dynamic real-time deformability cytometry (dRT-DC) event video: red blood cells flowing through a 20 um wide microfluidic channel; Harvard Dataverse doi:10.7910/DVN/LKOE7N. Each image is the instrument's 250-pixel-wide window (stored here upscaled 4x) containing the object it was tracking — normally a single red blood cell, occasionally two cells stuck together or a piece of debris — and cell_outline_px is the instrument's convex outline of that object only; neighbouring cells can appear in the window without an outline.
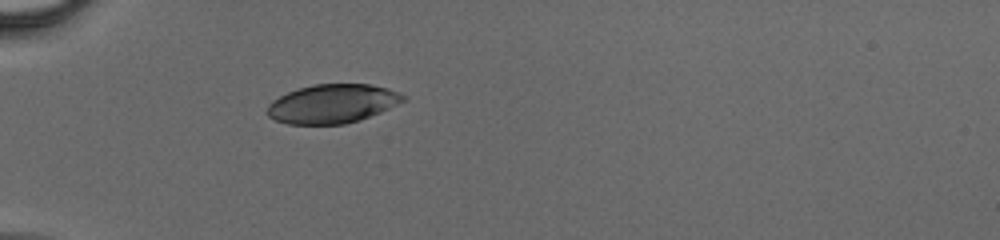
{"species": "human", "species_latin": "Homo sapiens", "temperature_condition": "cold", "stored_images_in_passage": 32, "camera_frame_rate_fps": 3000, "um_per_image_px": 0.085, "donor": {"sex": "male"}, "frame": {"image": 1, "passage_image": 1, "time_ms": 0.0, "image_size_px": [1000, 240], "cell_outline_px": [[404, 100], [380, 112], [360, 120], [344, 124], [288, 124], [276, 120], [268, 116], [264, 112], [268, 104], [272, 100], [288, 92], [300, 88], [316, 84], [368, 84], [388, 88], [404, 96]], "centroid_in_image_um": [28.19, 8.82], "position_along_channel_um": 56.8, "area_um2": 30.58}}
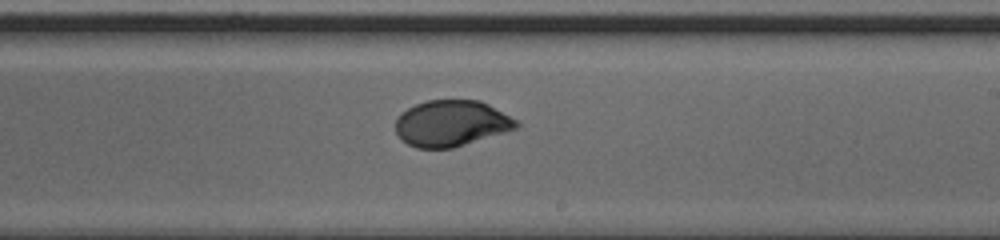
{"frame": {"image": 2, "passage_image": 15, "time_ms": 4.667, "image_size_px": [1000, 240], "cell_outline_px": [[520, 124], [516, 128], [504, 132], [452, 148], [416, 148], [400, 140], [396, 132], [396, 120], [408, 108], [416, 104], [428, 100], [480, 100], [488, 104], [516, 120]], "centroid_in_image_um": [38.33, 10.49], "position_along_channel_um": 250.7, "area_um2": 32.08}}
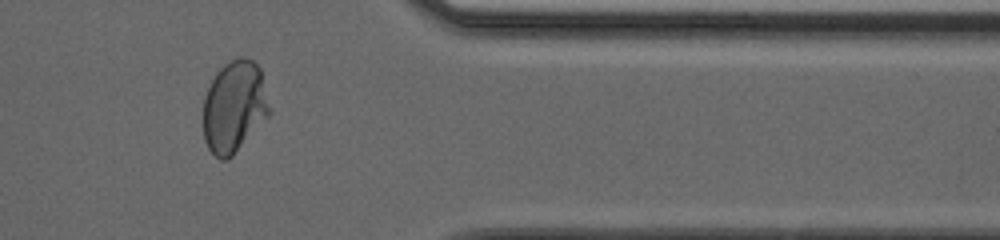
{"frame": {"image": 3, "passage_image": 25, "time_ms": 8.0, "image_size_px": [1000, 240], "cell_outline_px": [[268, 116], [232, 156], [228, 160], [220, 160], [208, 148], [204, 140], [204, 96], [216, 72], [224, 64], [240, 56], [244, 56], [252, 60], [260, 68], [268, 108]], "centroid_in_image_um": [19.87, 9.07], "position_along_channel_um": 391.5, "area_um2": 34.8}}